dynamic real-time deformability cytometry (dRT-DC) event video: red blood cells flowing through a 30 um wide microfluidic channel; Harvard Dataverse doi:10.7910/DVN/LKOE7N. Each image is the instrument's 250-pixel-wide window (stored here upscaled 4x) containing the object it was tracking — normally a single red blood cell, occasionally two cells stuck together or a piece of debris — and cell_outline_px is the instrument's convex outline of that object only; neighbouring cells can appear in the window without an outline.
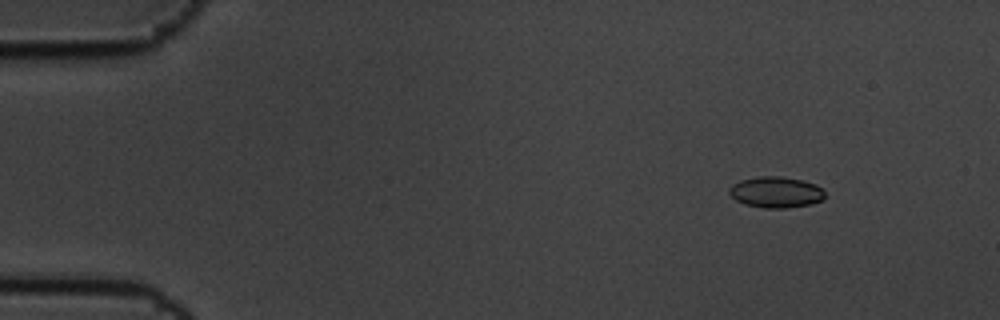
{"species": "common noctule bat (a hibernating species)", "species_latin": "Nyctalus noctula", "temperature_condition": "cold", "stored_images_in_passage": 4, "camera_frame_rate_fps": 3000, "um_per_image_px": 0.085, "animal": {"sex": "male", "body_mass_g": 19.5, "forearm_length_mm": 54.6}, "frame": {"image": 1, "passage_image": 1, "time_ms": 0.0, "image_size_px": [1000, 320], "cell_outline_px": [[824, 200], [812, 204], [784, 208], [764, 208], [744, 204], [736, 200], [728, 192], [728, 188], [732, 184], [740, 180], [760, 176], [784, 176], [804, 180], [816, 184], [824, 188]], "centroid_in_image_um": [65.98, 16.32], "position_along_channel_um": 19.0, "area_um2": 17.63}}
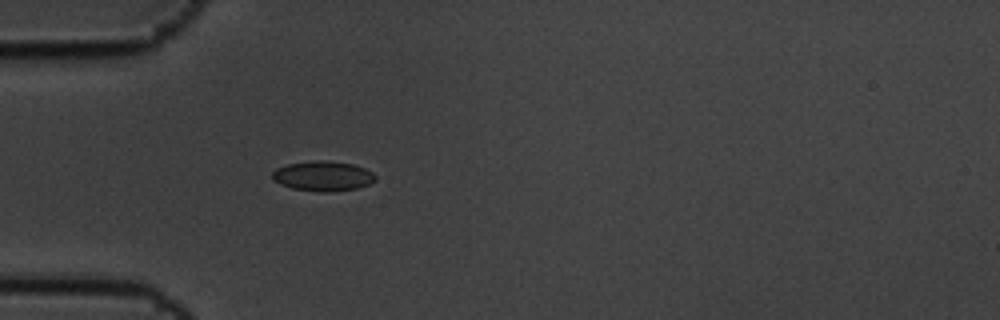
{"frame": {"image": 2, "passage_image": 4, "time_ms": 1.0, "image_size_px": [1000, 320], "cell_outline_px": [[376, 180], [368, 184], [356, 188], [328, 192], [320, 192], [292, 188], [280, 184], [272, 180], [272, 172], [276, 168], [288, 164], [316, 160], [324, 160], [352, 164], [364, 168], [372, 172], [376, 176]], "centroid_in_image_um": [27.43, 14.96], "position_along_channel_um": 57.6, "area_um2": 17.92}}